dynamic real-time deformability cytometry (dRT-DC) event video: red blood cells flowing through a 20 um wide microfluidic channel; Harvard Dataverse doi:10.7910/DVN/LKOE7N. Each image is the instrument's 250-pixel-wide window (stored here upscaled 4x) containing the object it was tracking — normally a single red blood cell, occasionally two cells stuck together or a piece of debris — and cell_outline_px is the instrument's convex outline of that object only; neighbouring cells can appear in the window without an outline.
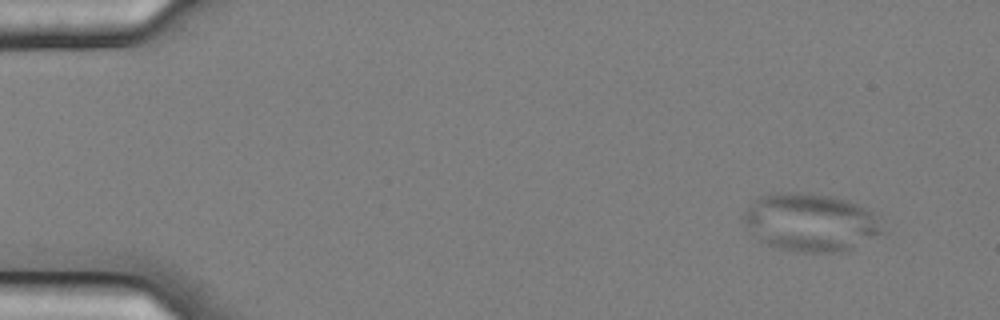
{"species": "common noctule bat (a hibernating species)", "species_latin": "Nyctalus noctula", "temperature_condition": "cold", "stored_images_in_passage": 4, "camera_frame_rate_fps": 3000, "um_per_image_px": 0.085, "animal": {"sex": "female", "body_mass_g": 25.1}, "frame": {"image": 1, "passage_image": 1, "time_ms": 0.0, "image_size_px": [1000, 320], "cell_outline_px": [[888, 232], [848, 252], [804, 252], [776, 248], [752, 236], [744, 220], [744, 212], [752, 200], [760, 196], [784, 192], [812, 192], [832, 196], [848, 200], [872, 212]], "centroid_in_image_um": [68.95, 18.91], "position_along_channel_um": 16.1, "area_um2": 47.63}}